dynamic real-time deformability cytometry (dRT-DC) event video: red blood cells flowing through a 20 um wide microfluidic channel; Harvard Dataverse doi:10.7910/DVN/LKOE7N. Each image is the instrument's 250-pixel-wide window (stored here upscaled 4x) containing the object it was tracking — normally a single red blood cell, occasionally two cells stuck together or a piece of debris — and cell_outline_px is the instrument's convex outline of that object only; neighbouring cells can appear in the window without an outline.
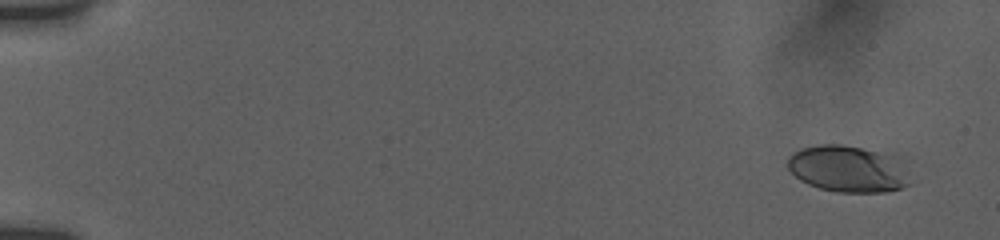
{"species": "human", "species_latin": "Homo sapiens", "temperature_condition": "room temperature", "stored_images_in_passage": 25, "camera_frame_rate_fps": 3000, "um_per_image_px": 0.085, "donor": {"sex": "female"}, "frame": {"image": 1, "passage_image": 3, "time_ms": 1.0, "image_size_px": [1000, 240], "cell_outline_px": [[908, 184], [900, 188], [884, 192], [836, 192], [820, 188], [808, 184], [800, 180], [788, 168], [788, 156], [792, 152], [800, 148], [816, 144], [840, 144], [860, 148], [876, 152], [884, 156], [908, 172]], "centroid_in_image_um": [71.93, 14.37], "position_along_channel_um": 13.1, "area_um2": 32.25}}
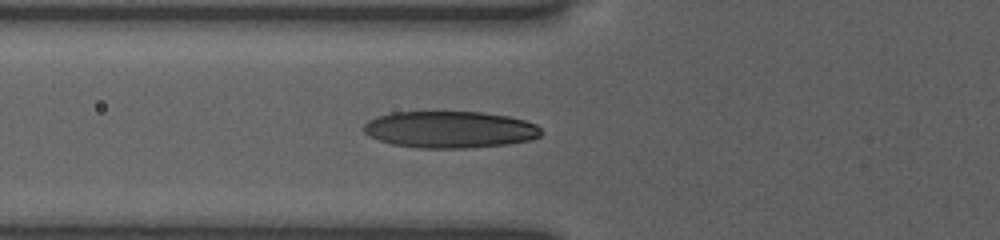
{"frame": {"image": 2, "passage_image": 22, "time_ms": 7.333, "image_size_px": [1000, 240], "cell_outline_px": [[544, 132], [540, 136], [528, 140], [504, 144], [468, 148], [416, 148], [392, 144], [368, 136], [360, 128], [368, 120], [376, 116], [392, 112], [484, 112], [508, 116], [524, 120], [536, 124]], "centroid_in_image_um": [38.2, 11.01], "position_along_channel_um": 87.6, "area_um2": 38.26}}
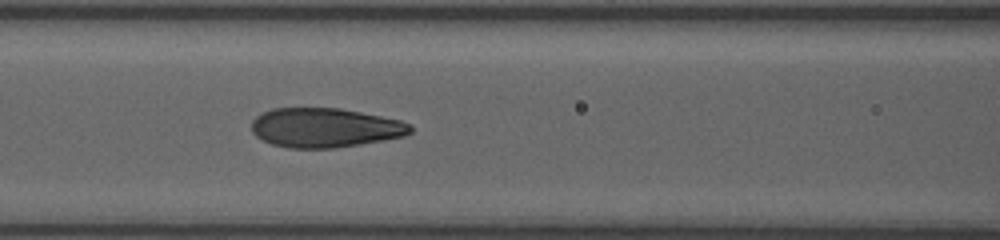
{"frame": {"image": 3, "passage_image": 25, "time_ms": 8.667, "image_size_px": [1000, 240], "cell_outline_px": [[412, 132], [404, 136], [360, 144], [336, 148], [288, 148], [272, 144], [256, 136], [252, 132], [252, 120], [256, 116], [272, 108], [340, 108], [400, 120], [412, 124]], "centroid_in_image_um": [27.62, 10.85], "position_along_channel_um": 139.0, "area_um2": 36.41}}